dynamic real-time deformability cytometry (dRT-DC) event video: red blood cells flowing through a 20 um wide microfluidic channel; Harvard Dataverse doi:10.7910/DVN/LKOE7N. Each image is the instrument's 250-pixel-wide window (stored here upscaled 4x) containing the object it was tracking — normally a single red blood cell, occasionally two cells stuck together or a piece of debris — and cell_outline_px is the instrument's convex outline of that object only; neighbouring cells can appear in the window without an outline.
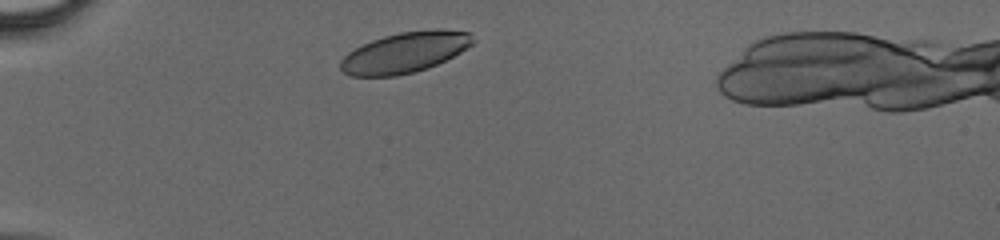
{"species": "human", "species_latin": "Homo sapiens", "temperature_condition": "cold", "stored_images_in_passage": 29, "camera_frame_rate_fps": 3000, "um_per_image_px": 0.085, "donor": {"sex": "male"}, "frame": {"image": 1, "passage_image": 2, "time_ms": 0.333, "image_size_px": [1000, 240], "cell_outline_px": [[476, 40], [472, 44], [460, 52], [428, 68], [416, 72], [396, 76], [352, 76], [344, 72], [340, 68], [340, 60], [348, 52], [372, 40], [384, 36], [400, 32], [436, 28], [440, 28], [468, 32]], "centroid_in_image_um": [34.42, 4.45], "position_along_channel_um": 50.6, "area_um2": 31.27}}
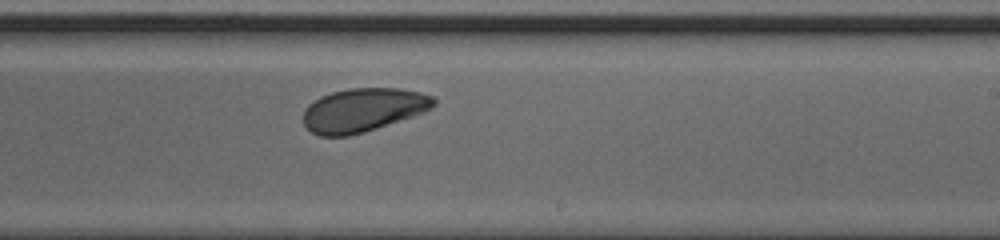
{"frame": {"image": 2, "passage_image": 18, "time_ms": 5.667, "image_size_px": [1000, 240], "cell_outline_px": [[436, 104], [432, 108], [424, 112], [364, 132], [348, 136], [320, 136], [312, 132], [304, 124], [304, 108], [308, 104], [320, 96], [332, 92], [348, 88], [400, 88], [420, 92], [432, 96], [436, 100]], "centroid_in_image_um": [30.86, 9.34], "position_along_channel_um": 258.1, "area_um2": 33.12}}
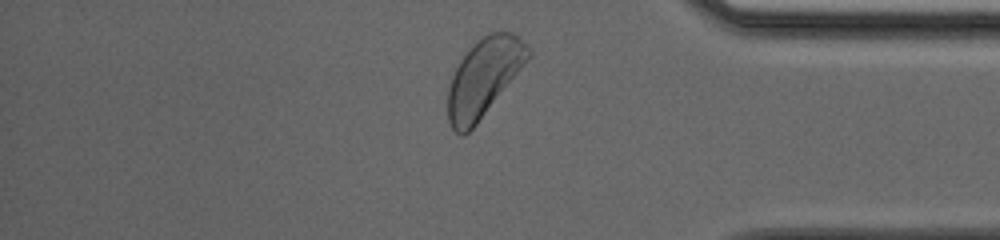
{"frame": {"image": 3, "passage_image": 28, "time_ms": 9.0, "image_size_px": [1000, 240], "cell_outline_px": [[532, 56], [476, 124], [464, 136], [460, 136], [452, 128], [448, 120], [448, 88], [452, 76], [460, 60], [484, 36], [492, 32], [512, 32], [532, 52]], "centroid_in_image_um": [41.12, 6.62], "position_along_channel_um": 394.1, "area_um2": 35.55}}